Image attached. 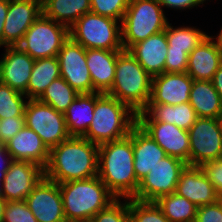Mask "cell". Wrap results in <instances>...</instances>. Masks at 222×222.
I'll use <instances>...</instances> for the list:
<instances>
[{"instance_id":"23","label":"cell","mask_w":222,"mask_h":222,"mask_svg":"<svg viewBox=\"0 0 222 222\" xmlns=\"http://www.w3.org/2000/svg\"><path fill=\"white\" fill-rule=\"evenodd\" d=\"M222 64V51L208 36L188 55L187 74L193 80L212 81L215 72Z\"/></svg>"},{"instance_id":"12","label":"cell","mask_w":222,"mask_h":222,"mask_svg":"<svg viewBox=\"0 0 222 222\" xmlns=\"http://www.w3.org/2000/svg\"><path fill=\"white\" fill-rule=\"evenodd\" d=\"M60 76L79 94L93 93V84L86 64V49L70 37L57 55Z\"/></svg>"},{"instance_id":"18","label":"cell","mask_w":222,"mask_h":222,"mask_svg":"<svg viewBox=\"0 0 222 222\" xmlns=\"http://www.w3.org/2000/svg\"><path fill=\"white\" fill-rule=\"evenodd\" d=\"M193 79L186 73H168L152 77L148 104L178 105L189 102Z\"/></svg>"},{"instance_id":"30","label":"cell","mask_w":222,"mask_h":222,"mask_svg":"<svg viewBox=\"0 0 222 222\" xmlns=\"http://www.w3.org/2000/svg\"><path fill=\"white\" fill-rule=\"evenodd\" d=\"M59 77L60 66L57 56L35 60L27 85V98L38 99L52 81Z\"/></svg>"},{"instance_id":"42","label":"cell","mask_w":222,"mask_h":222,"mask_svg":"<svg viewBox=\"0 0 222 222\" xmlns=\"http://www.w3.org/2000/svg\"><path fill=\"white\" fill-rule=\"evenodd\" d=\"M165 12H169L168 10H171L172 12H189L192 9L206 7L204 4H206L203 0H158ZM174 10V11H173Z\"/></svg>"},{"instance_id":"40","label":"cell","mask_w":222,"mask_h":222,"mask_svg":"<svg viewBox=\"0 0 222 222\" xmlns=\"http://www.w3.org/2000/svg\"><path fill=\"white\" fill-rule=\"evenodd\" d=\"M201 168L222 199V158L206 162Z\"/></svg>"},{"instance_id":"31","label":"cell","mask_w":222,"mask_h":222,"mask_svg":"<svg viewBox=\"0 0 222 222\" xmlns=\"http://www.w3.org/2000/svg\"><path fill=\"white\" fill-rule=\"evenodd\" d=\"M155 203L170 222H195L197 206L175 192L159 197Z\"/></svg>"},{"instance_id":"26","label":"cell","mask_w":222,"mask_h":222,"mask_svg":"<svg viewBox=\"0 0 222 222\" xmlns=\"http://www.w3.org/2000/svg\"><path fill=\"white\" fill-rule=\"evenodd\" d=\"M103 93H82L68 107L64 113L70 136L82 137L88 130L95 109L96 100Z\"/></svg>"},{"instance_id":"10","label":"cell","mask_w":222,"mask_h":222,"mask_svg":"<svg viewBox=\"0 0 222 222\" xmlns=\"http://www.w3.org/2000/svg\"><path fill=\"white\" fill-rule=\"evenodd\" d=\"M187 166L184 161L165 156L139 182L135 200L155 202L159 197L172 194L176 190L180 174Z\"/></svg>"},{"instance_id":"4","label":"cell","mask_w":222,"mask_h":222,"mask_svg":"<svg viewBox=\"0 0 222 222\" xmlns=\"http://www.w3.org/2000/svg\"><path fill=\"white\" fill-rule=\"evenodd\" d=\"M137 124V114L118 99L103 93L95 102L92 122L82 136L96 145L126 137Z\"/></svg>"},{"instance_id":"8","label":"cell","mask_w":222,"mask_h":222,"mask_svg":"<svg viewBox=\"0 0 222 222\" xmlns=\"http://www.w3.org/2000/svg\"><path fill=\"white\" fill-rule=\"evenodd\" d=\"M69 37L68 27L41 14L17 46L34 60L56 57Z\"/></svg>"},{"instance_id":"25","label":"cell","mask_w":222,"mask_h":222,"mask_svg":"<svg viewBox=\"0 0 222 222\" xmlns=\"http://www.w3.org/2000/svg\"><path fill=\"white\" fill-rule=\"evenodd\" d=\"M197 118L195 110L189 102L178 105L148 104L143 111L137 114V121L168 122L187 131Z\"/></svg>"},{"instance_id":"9","label":"cell","mask_w":222,"mask_h":222,"mask_svg":"<svg viewBox=\"0 0 222 222\" xmlns=\"http://www.w3.org/2000/svg\"><path fill=\"white\" fill-rule=\"evenodd\" d=\"M24 118L25 126L35 131L49 149L71 137L64 114L38 99L27 101Z\"/></svg>"},{"instance_id":"39","label":"cell","mask_w":222,"mask_h":222,"mask_svg":"<svg viewBox=\"0 0 222 222\" xmlns=\"http://www.w3.org/2000/svg\"><path fill=\"white\" fill-rule=\"evenodd\" d=\"M188 55L184 51L171 50L168 48L164 72L184 73L187 72Z\"/></svg>"},{"instance_id":"45","label":"cell","mask_w":222,"mask_h":222,"mask_svg":"<svg viewBox=\"0 0 222 222\" xmlns=\"http://www.w3.org/2000/svg\"><path fill=\"white\" fill-rule=\"evenodd\" d=\"M212 83L222 101V64L220 65L218 70L215 72L214 77L212 79Z\"/></svg>"},{"instance_id":"19","label":"cell","mask_w":222,"mask_h":222,"mask_svg":"<svg viewBox=\"0 0 222 222\" xmlns=\"http://www.w3.org/2000/svg\"><path fill=\"white\" fill-rule=\"evenodd\" d=\"M175 193L185 197L197 207L213 204L221 199L199 166L185 167L180 174Z\"/></svg>"},{"instance_id":"6","label":"cell","mask_w":222,"mask_h":222,"mask_svg":"<svg viewBox=\"0 0 222 222\" xmlns=\"http://www.w3.org/2000/svg\"><path fill=\"white\" fill-rule=\"evenodd\" d=\"M166 15L158 0H130L121 22L124 50L166 30L170 20Z\"/></svg>"},{"instance_id":"38","label":"cell","mask_w":222,"mask_h":222,"mask_svg":"<svg viewBox=\"0 0 222 222\" xmlns=\"http://www.w3.org/2000/svg\"><path fill=\"white\" fill-rule=\"evenodd\" d=\"M25 126L24 116L9 117L0 120V145H4Z\"/></svg>"},{"instance_id":"28","label":"cell","mask_w":222,"mask_h":222,"mask_svg":"<svg viewBox=\"0 0 222 222\" xmlns=\"http://www.w3.org/2000/svg\"><path fill=\"white\" fill-rule=\"evenodd\" d=\"M90 11V0H42V14L68 28Z\"/></svg>"},{"instance_id":"15","label":"cell","mask_w":222,"mask_h":222,"mask_svg":"<svg viewBox=\"0 0 222 222\" xmlns=\"http://www.w3.org/2000/svg\"><path fill=\"white\" fill-rule=\"evenodd\" d=\"M44 176V168L35 163L13 161L3 180V198L6 201L25 200Z\"/></svg>"},{"instance_id":"20","label":"cell","mask_w":222,"mask_h":222,"mask_svg":"<svg viewBox=\"0 0 222 222\" xmlns=\"http://www.w3.org/2000/svg\"><path fill=\"white\" fill-rule=\"evenodd\" d=\"M4 146L13 161H30L44 169L48 164L50 149L35 131L26 126L8 140Z\"/></svg>"},{"instance_id":"37","label":"cell","mask_w":222,"mask_h":222,"mask_svg":"<svg viewBox=\"0 0 222 222\" xmlns=\"http://www.w3.org/2000/svg\"><path fill=\"white\" fill-rule=\"evenodd\" d=\"M4 222H38L25 200L7 201Z\"/></svg>"},{"instance_id":"24","label":"cell","mask_w":222,"mask_h":222,"mask_svg":"<svg viewBox=\"0 0 222 222\" xmlns=\"http://www.w3.org/2000/svg\"><path fill=\"white\" fill-rule=\"evenodd\" d=\"M134 151V171L140 182L163 159L165 151L138 124L130 131Z\"/></svg>"},{"instance_id":"49","label":"cell","mask_w":222,"mask_h":222,"mask_svg":"<svg viewBox=\"0 0 222 222\" xmlns=\"http://www.w3.org/2000/svg\"><path fill=\"white\" fill-rule=\"evenodd\" d=\"M2 185H3V181L0 180V197H3V188H2Z\"/></svg>"},{"instance_id":"50","label":"cell","mask_w":222,"mask_h":222,"mask_svg":"<svg viewBox=\"0 0 222 222\" xmlns=\"http://www.w3.org/2000/svg\"><path fill=\"white\" fill-rule=\"evenodd\" d=\"M205 3H206V5H208V1H209V3L210 2H214L213 0H203ZM216 1V0H215ZM218 1V0H217Z\"/></svg>"},{"instance_id":"32","label":"cell","mask_w":222,"mask_h":222,"mask_svg":"<svg viewBox=\"0 0 222 222\" xmlns=\"http://www.w3.org/2000/svg\"><path fill=\"white\" fill-rule=\"evenodd\" d=\"M78 95L79 93L60 76L52 81L38 100L64 114Z\"/></svg>"},{"instance_id":"16","label":"cell","mask_w":222,"mask_h":222,"mask_svg":"<svg viewBox=\"0 0 222 222\" xmlns=\"http://www.w3.org/2000/svg\"><path fill=\"white\" fill-rule=\"evenodd\" d=\"M137 124L165 151L189 165L190 140L187 130L159 121H137Z\"/></svg>"},{"instance_id":"5","label":"cell","mask_w":222,"mask_h":222,"mask_svg":"<svg viewBox=\"0 0 222 222\" xmlns=\"http://www.w3.org/2000/svg\"><path fill=\"white\" fill-rule=\"evenodd\" d=\"M151 87L152 77L128 50H122L117 56L114 83L106 94L138 114L149 103Z\"/></svg>"},{"instance_id":"43","label":"cell","mask_w":222,"mask_h":222,"mask_svg":"<svg viewBox=\"0 0 222 222\" xmlns=\"http://www.w3.org/2000/svg\"><path fill=\"white\" fill-rule=\"evenodd\" d=\"M13 159L4 145H0V180H4L5 173L10 167Z\"/></svg>"},{"instance_id":"48","label":"cell","mask_w":222,"mask_h":222,"mask_svg":"<svg viewBox=\"0 0 222 222\" xmlns=\"http://www.w3.org/2000/svg\"><path fill=\"white\" fill-rule=\"evenodd\" d=\"M217 121H218L219 127H220L221 132H222V111L217 116Z\"/></svg>"},{"instance_id":"29","label":"cell","mask_w":222,"mask_h":222,"mask_svg":"<svg viewBox=\"0 0 222 222\" xmlns=\"http://www.w3.org/2000/svg\"><path fill=\"white\" fill-rule=\"evenodd\" d=\"M170 21L166 27V38L168 48L171 50L184 51L187 55L198 45H200L210 34L204 31L199 26L186 25L185 22L181 25H172ZM185 24V25H184Z\"/></svg>"},{"instance_id":"3","label":"cell","mask_w":222,"mask_h":222,"mask_svg":"<svg viewBox=\"0 0 222 222\" xmlns=\"http://www.w3.org/2000/svg\"><path fill=\"white\" fill-rule=\"evenodd\" d=\"M58 184L67 222H90L116 199L98 176Z\"/></svg>"},{"instance_id":"7","label":"cell","mask_w":222,"mask_h":222,"mask_svg":"<svg viewBox=\"0 0 222 222\" xmlns=\"http://www.w3.org/2000/svg\"><path fill=\"white\" fill-rule=\"evenodd\" d=\"M69 36L85 49L124 50L121 22L91 11L69 28Z\"/></svg>"},{"instance_id":"35","label":"cell","mask_w":222,"mask_h":222,"mask_svg":"<svg viewBox=\"0 0 222 222\" xmlns=\"http://www.w3.org/2000/svg\"><path fill=\"white\" fill-rule=\"evenodd\" d=\"M90 222H130L129 198H116L98 211Z\"/></svg>"},{"instance_id":"36","label":"cell","mask_w":222,"mask_h":222,"mask_svg":"<svg viewBox=\"0 0 222 222\" xmlns=\"http://www.w3.org/2000/svg\"><path fill=\"white\" fill-rule=\"evenodd\" d=\"M91 12L122 22L130 0H90Z\"/></svg>"},{"instance_id":"46","label":"cell","mask_w":222,"mask_h":222,"mask_svg":"<svg viewBox=\"0 0 222 222\" xmlns=\"http://www.w3.org/2000/svg\"><path fill=\"white\" fill-rule=\"evenodd\" d=\"M213 34H211V32L209 33L210 37L215 41L216 45L221 49L222 51V25L220 26V30L217 31L216 35L214 34V32H212Z\"/></svg>"},{"instance_id":"21","label":"cell","mask_w":222,"mask_h":222,"mask_svg":"<svg viewBox=\"0 0 222 222\" xmlns=\"http://www.w3.org/2000/svg\"><path fill=\"white\" fill-rule=\"evenodd\" d=\"M167 50L166 30L149 36L128 49L151 77L164 73Z\"/></svg>"},{"instance_id":"27","label":"cell","mask_w":222,"mask_h":222,"mask_svg":"<svg viewBox=\"0 0 222 222\" xmlns=\"http://www.w3.org/2000/svg\"><path fill=\"white\" fill-rule=\"evenodd\" d=\"M189 103L199 118H217L222 101L212 81L193 80Z\"/></svg>"},{"instance_id":"47","label":"cell","mask_w":222,"mask_h":222,"mask_svg":"<svg viewBox=\"0 0 222 222\" xmlns=\"http://www.w3.org/2000/svg\"><path fill=\"white\" fill-rule=\"evenodd\" d=\"M7 205V201L0 197V222H4V212Z\"/></svg>"},{"instance_id":"33","label":"cell","mask_w":222,"mask_h":222,"mask_svg":"<svg viewBox=\"0 0 222 222\" xmlns=\"http://www.w3.org/2000/svg\"><path fill=\"white\" fill-rule=\"evenodd\" d=\"M28 100L25 94L0 82V120L9 117L24 116Z\"/></svg>"},{"instance_id":"41","label":"cell","mask_w":222,"mask_h":222,"mask_svg":"<svg viewBox=\"0 0 222 222\" xmlns=\"http://www.w3.org/2000/svg\"><path fill=\"white\" fill-rule=\"evenodd\" d=\"M195 222H222V199L197 207Z\"/></svg>"},{"instance_id":"34","label":"cell","mask_w":222,"mask_h":222,"mask_svg":"<svg viewBox=\"0 0 222 222\" xmlns=\"http://www.w3.org/2000/svg\"><path fill=\"white\" fill-rule=\"evenodd\" d=\"M130 222H170L155 202L129 198Z\"/></svg>"},{"instance_id":"2","label":"cell","mask_w":222,"mask_h":222,"mask_svg":"<svg viewBox=\"0 0 222 222\" xmlns=\"http://www.w3.org/2000/svg\"><path fill=\"white\" fill-rule=\"evenodd\" d=\"M132 135L99 145L98 177L116 198H132L138 189Z\"/></svg>"},{"instance_id":"1","label":"cell","mask_w":222,"mask_h":222,"mask_svg":"<svg viewBox=\"0 0 222 222\" xmlns=\"http://www.w3.org/2000/svg\"><path fill=\"white\" fill-rule=\"evenodd\" d=\"M99 145L71 136L50 149L45 177L56 183L85 180L98 175Z\"/></svg>"},{"instance_id":"44","label":"cell","mask_w":222,"mask_h":222,"mask_svg":"<svg viewBox=\"0 0 222 222\" xmlns=\"http://www.w3.org/2000/svg\"><path fill=\"white\" fill-rule=\"evenodd\" d=\"M9 9V0H0V47H2L3 25Z\"/></svg>"},{"instance_id":"11","label":"cell","mask_w":222,"mask_h":222,"mask_svg":"<svg viewBox=\"0 0 222 222\" xmlns=\"http://www.w3.org/2000/svg\"><path fill=\"white\" fill-rule=\"evenodd\" d=\"M190 140L189 166L222 158V132L217 118H197L188 130Z\"/></svg>"},{"instance_id":"13","label":"cell","mask_w":222,"mask_h":222,"mask_svg":"<svg viewBox=\"0 0 222 222\" xmlns=\"http://www.w3.org/2000/svg\"><path fill=\"white\" fill-rule=\"evenodd\" d=\"M38 222H67L59 184L45 176L25 199Z\"/></svg>"},{"instance_id":"14","label":"cell","mask_w":222,"mask_h":222,"mask_svg":"<svg viewBox=\"0 0 222 222\" xmlns=\"http://www.w3.org/2000/svg\"><path fill=\"white\" fill-rule=\"evenodd\" d=\"M41 14L42 0H9L3 25L2 47L17 46Z\"/></svg>"},{"instance_id":"22","label":"cell","mask_w":222,"mask_h":222,"mask_svg":"<svg viewBox=\"0 0 222 222\" xmlns=\"http://www.w3.org/2000/svg\"><path fill=\"white\" fill-rule=\"evenodd\" d=\"M122 50L86 49V64L93 92L107 93L113 83L117 56Z\"/></svg>"},{"instance_id":"17","label":"cell","mask_w":222,"mask_h":222,"mask_svg":"<svg viewBox=\"0 0 222 222\" xmlns=\"http://www.w3.org/2000/svg\"><path fill=\"white\" fill-rule=\"evenodd\" d=\"M0 56V82L27 97V85L35 60L18 46H4Z\"/></svg>"}]
</instances>
